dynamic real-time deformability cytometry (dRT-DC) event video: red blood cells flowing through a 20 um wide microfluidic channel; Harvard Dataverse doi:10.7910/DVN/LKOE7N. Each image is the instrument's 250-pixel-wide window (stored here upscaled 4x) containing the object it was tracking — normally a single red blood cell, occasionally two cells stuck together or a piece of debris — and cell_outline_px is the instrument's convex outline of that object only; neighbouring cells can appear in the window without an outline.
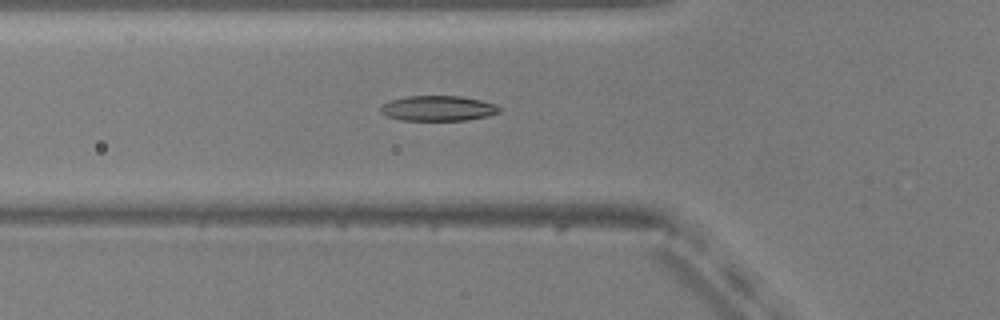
{"species": "common noctule bat (a hibernating species)", "species_latin": "Nyctalus noctula", "temperature_condition": "warm", "stored_images_in_passage": 26, "camera_frame_rate_fps": 3000, "um_per_image_px": 0.085, "animal": {"sex": "male", "body_mass_g": 20.5, "forearm_length_mm": 52.5}, "frame": {"image": 1, "passage_image": 8, "time_ms": 2.333, "image_size_px": [1000, 320], "cell_outline_px": [[500, 112], [488, 116], [464, 120], [404, 120], [388, 116], [380, 112], [380, 108], [384, 104], [392, 100], [404, 96], [460, 96], [480, 100], [496, 104], [500, 108]], "centroid_in_image_um": [37.25, 9.2], "position_along_channel_um": 88.5, "area_um2": 17.28}}
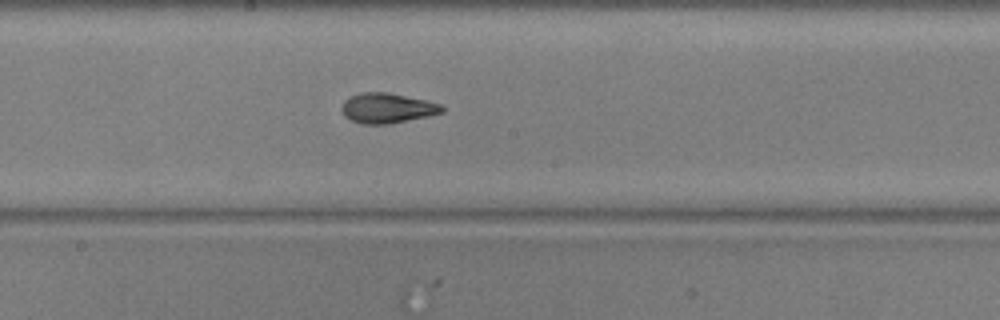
{"frame": {"image": 2, "passage_image": 18, "time_ms": 5.667, "image_size_px": [1000, 320], "cell_outline_px": [[444, 112], [428, 116], [388, 124], [364, 124], [352, 120], [344, 116], [344, 100], [348, 96], [360, 92], [388, 92], [424, 100], [440, 104], [444, 108]], "centroid_in_image_um": [32.91, 9.18], "position_along_channel_um": 215.3, "area_um2": 17.34}}
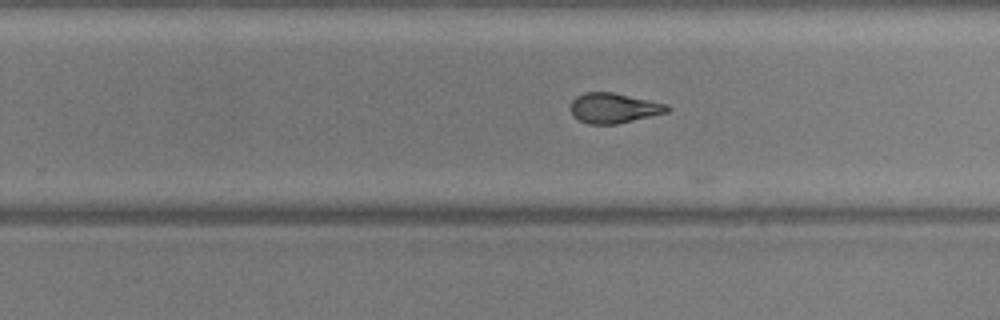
{"frame": {"image": 3, "passage_image": 23, "time_ms": 7.333, "image_size_px": [1000, 320], "cell_outline_px": [[672, 108], [668, 112], [616, 124], [588, 124], [572, 116], [572, 100], [576, 96], [584, 92], [612, 92], [668, 104]], "centroid_in_image_um": [52.19, 9.18], "position_along_channel_um": 277.6, "area_um2": 16.88}}